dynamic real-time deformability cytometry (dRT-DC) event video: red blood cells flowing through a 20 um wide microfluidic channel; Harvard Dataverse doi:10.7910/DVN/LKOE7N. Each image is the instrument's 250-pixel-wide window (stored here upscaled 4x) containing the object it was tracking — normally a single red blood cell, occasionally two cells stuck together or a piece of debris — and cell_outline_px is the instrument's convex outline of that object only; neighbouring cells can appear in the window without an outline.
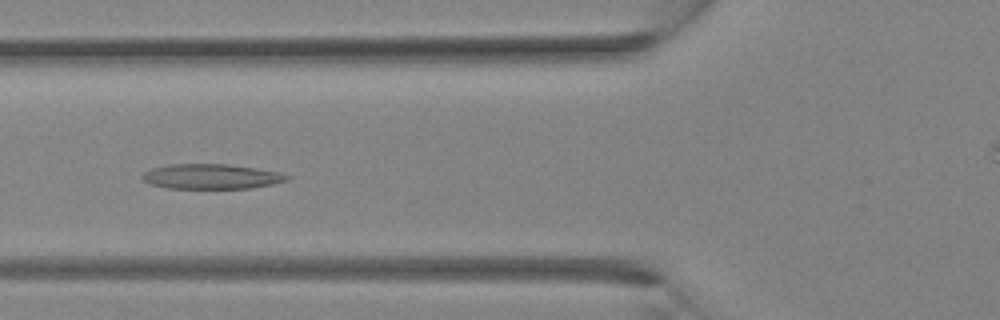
{"species": "Egyptian fruit bat (a non-hibernating species)", "species_latin": "Rousettus aegyptiacus", "temperature_condition": "room temperature", "stored_images_in_passage": 24, "camera_frame_rate_fps": 3000, "um_per_image_px": 0.085, "animal": {"sex": "female"}, "frame": {"image": 1, "passage_image": 9, "time_ms": 2.667, "image_size_px": [1000, 320], "cell_outline_px": [[288, 180], [272, 184], [252, 188], [168, 188], [152, 184], [144, 180], [140, 176], [144, 172], [152, 168], [168, 164], [228, 164], [256, 168], [276, 172], [288, 176]], "centroid_in_image_um": [17.92, 15.0], "position_along_channel_um": 107.9, "area_um2": 20.81}}
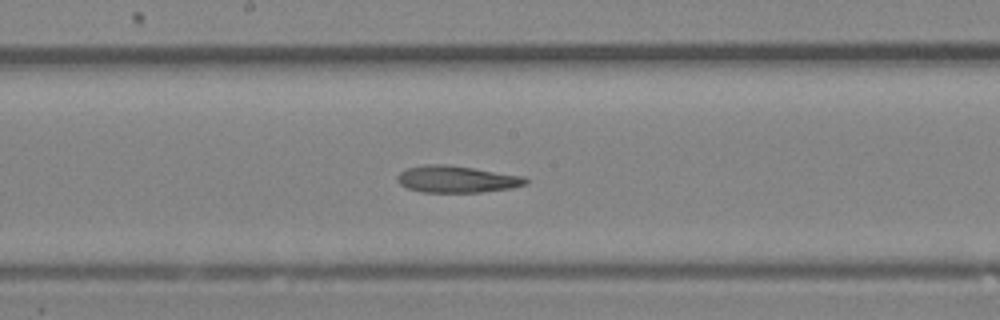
{"frame": {"image": 2, "passage_image": 14, "time_ms": 4.333, "image_size_px": [1000, 320], "cell_outline_px": [[528, 184], [512, 188], [480, 192], [424, 192], [408, 188], [400, 184], [396, 180], [396, 176], [404, 168], [424, 164], [448, 164], [524, 176], [528, 180]], "centroid_in_image_um": [38.8, 15.22], "position_along_channel_um": 209.4, "area_um2": 20.23}}
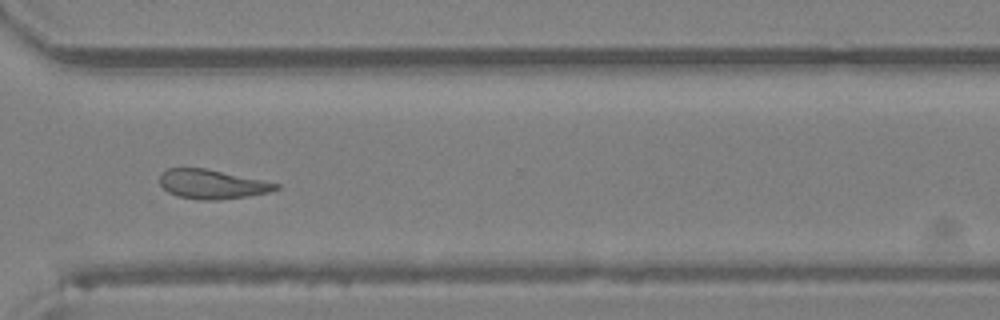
{"frame": {"image": 3, "passage_image": 21, "time_ms": 6.667, "image_size_px": [1000, 320], "cell_outline_px": [[280, 188], [268, 192], [248, 196], [216, 200], [200, 200], [176, 196], [168, 192], [160, 184], [160, 172], [168, 168], [204, 168], [280, 184]], "centroid_in_image_um": [17.98, 15.66], "position_along_channel_um": 352.6, "area_um2": 19.65}}